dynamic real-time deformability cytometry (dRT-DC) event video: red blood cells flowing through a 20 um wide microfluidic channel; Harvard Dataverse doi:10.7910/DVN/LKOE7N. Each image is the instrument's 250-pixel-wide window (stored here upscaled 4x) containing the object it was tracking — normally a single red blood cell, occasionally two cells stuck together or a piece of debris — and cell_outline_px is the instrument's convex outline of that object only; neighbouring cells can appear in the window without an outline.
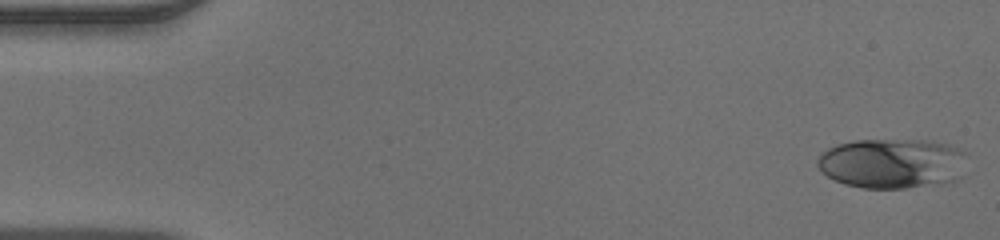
{"species": "human", "species_latin": "Homo sapiens", "temperature_condition": "warm", "stored_images_in_passage": 45, "camera_frame_rate_fps": 3000, "um_per_image_px": 0.085, "donor": {"sex": "male"}, "frame": {"image": 1, "passage_image": 1, "time_ms": 0.0, "image_size_px": [1000, 240], "cell_outline_px": [[968, 152], [964, 176], [960, 180], [944, 184], [904, 188], [860, 188], [844, 184], [828, 176], [816, 164], [816, 160], [828, 148], [836, 144], [856, 140], [932, 140], [952, 144]], "centroid_in_image_um": [75.97, 13.89], "position_along_channel_um": 9.0, "area_um2": 44.68}}
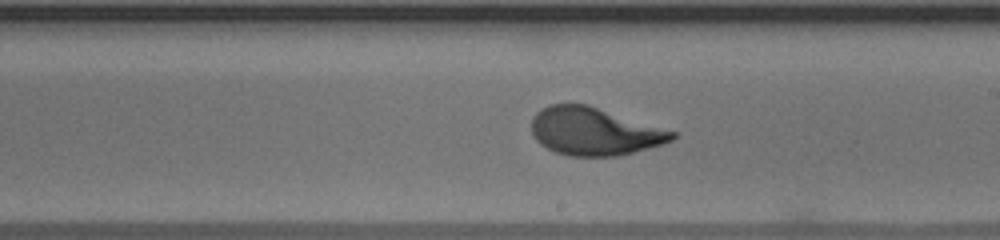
{"frame": {"image": 2, "passage_image": 28, "time_ms": 9.0, "image_size_px": [1000, 240], "cell_outline_px": [[676, 136], [672, 140], [660, 144], [632, 152], [616, 156], [568, 156], [556, 152], [540, 144], [536, 140], [532, 132], [532, 116], [540, 108], [548, 104], [588, 104], [676, 132]], "centroid_in_image_um": [50.46, 11.15], "position_along_channel_um": 238.5, "area_um2": 38.96}}
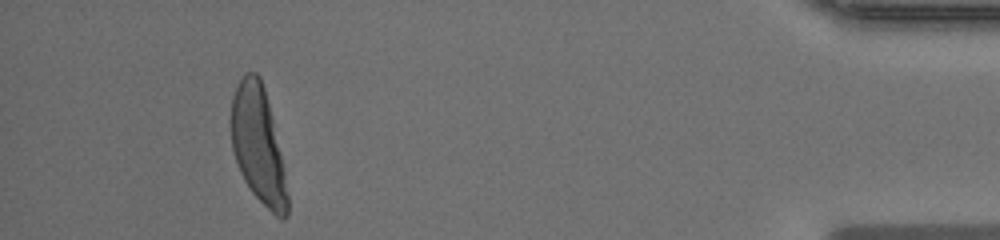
{"frame": {"image": 3, "passage_image": 45, "time_ms": 14.667, "image_size_px": [1000, 240], "cell_outline_px": [[288, 216], [284, 220], [280, 220], [252, 192], [244, 180], [240, 172], [232, 148], [232, 96], [244, 72], [256, 72], [260, 76], [264, 88], [280, 152], [284, 172], [288, 196]], "centroid_in_image_um": [21.95, 12.33], "position_along_channel_um": 413.3, "area_um2": 37.51}}